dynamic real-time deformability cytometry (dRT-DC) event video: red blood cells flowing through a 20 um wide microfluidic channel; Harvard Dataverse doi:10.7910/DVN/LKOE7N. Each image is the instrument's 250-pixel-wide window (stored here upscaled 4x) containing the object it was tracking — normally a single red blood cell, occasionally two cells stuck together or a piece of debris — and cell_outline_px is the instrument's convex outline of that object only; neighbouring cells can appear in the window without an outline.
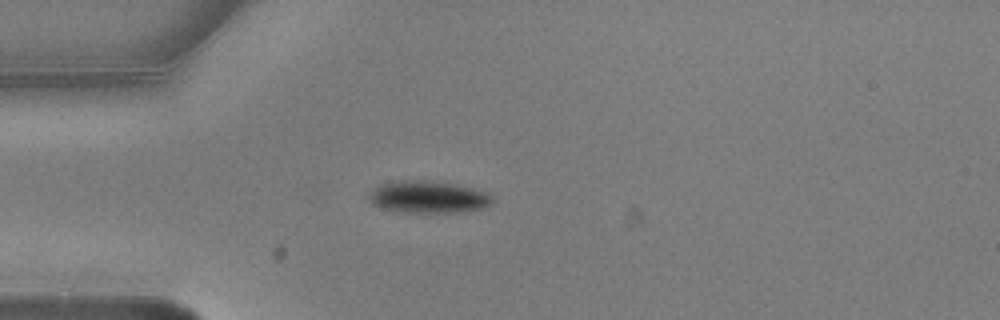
{"species": "common noctule bat (a hibernating species)", "species_latin": "Nyctalus noctula", "temperature_condition": "warm", "stored_images_in_passage": 4, "camera_frame_rate_fps": 3000, "um_per_image_px": 0.085, "animal": {"sex": "male", "body_mass_g": 20.5, "forearm_length_mm": 52.5}, "frame": {"image": 1, "passage_image": 3, "time_ms": 0.667, "image_size_px": [1000, 320], "cell_outline_px": [[496, 200], [492, 204], [484, 208], [460, 212], [400, 212], [384, 208], [372, 204], [368, 200], [368, 192], [376, 184], [396, 180], [432, 180], [472, 188], [484, 192], [492, 196]], "centroid_in_image_um": [36.35, 16.73], "position_along_channel_um": 48.7, "area_um2": 23.47}}